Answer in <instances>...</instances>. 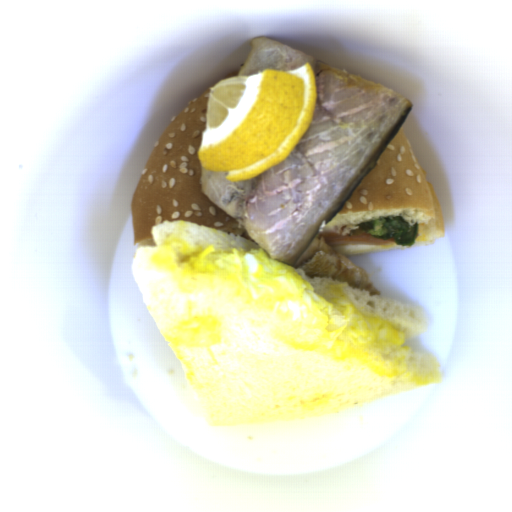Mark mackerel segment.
<instances>
[{"label":"mackerel segment","instance_id":"1","mask_svg":"<svg viewBox=\"0 0 512 512\" xmlns=\"http://www.w3.org/2000/svg\"><path fill=\"white\" fill-rule=\"evenodd\" d=\"M310 64L315 113L288 155L265 173L232 182L228 172L201 169V192L234 218L273 260L310 277L335 279L381 296L367 272L325 242L335 218L374 168L412 111L402 95L258 36L237 77Z\"/></svg>","mask_w":512,"mask_h":512}]
</instances>
